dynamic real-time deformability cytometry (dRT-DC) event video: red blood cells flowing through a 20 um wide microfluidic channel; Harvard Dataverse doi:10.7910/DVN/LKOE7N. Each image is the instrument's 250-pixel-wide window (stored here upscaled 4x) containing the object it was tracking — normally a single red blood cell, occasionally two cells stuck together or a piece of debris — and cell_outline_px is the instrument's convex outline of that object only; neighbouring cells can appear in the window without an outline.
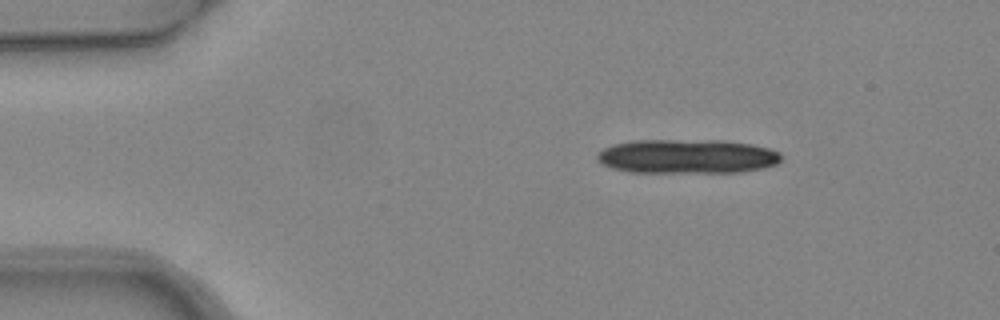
{"species": "common noctule bat (a hibernating species)", "species_latin": "Nyctalus noctula", "temperature_condition": "warm", "stored_images_in_passage": 5, "camera_frame_rate_fps": 3000, "um_per_image_px": 0.085, "animal": {"sex": "female", "body_mass_g": 24.6, "forearm_length_mm": 56.2}, "frame": {"image": 1, "passage_image": 5, "time_ms": 1.333, "image_size_px": [1000, 320], "cell_outline_px": [[784, 156], [776, 164], [764, 168], [744, 172], [628, 172], [612, 168], [596, 160], [596, 152], [612, 144], [632, 140], [724, 140], [752, 144], [768, 148], [780, 152]], "centroid_in_image_um": [58.41, 13.29], "position_along_channel_um": 26.6, "area_um2": 37.22}}